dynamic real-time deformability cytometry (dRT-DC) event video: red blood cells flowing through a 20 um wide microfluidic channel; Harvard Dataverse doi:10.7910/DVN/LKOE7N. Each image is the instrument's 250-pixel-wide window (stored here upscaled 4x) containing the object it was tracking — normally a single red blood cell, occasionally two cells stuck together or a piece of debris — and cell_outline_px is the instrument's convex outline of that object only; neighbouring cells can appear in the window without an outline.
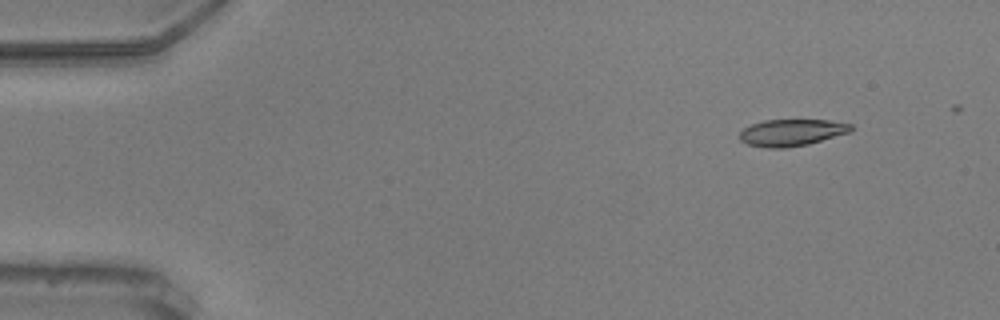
{"species": "common noctule bat (a hibernating species)", "species_latin": "Nyctalus noctula", "temperature_condition": "warm", "stored_images_in_passage": 16, "camera_frame_rate_fps": 3000, "um_per_image_px": 0.085, "animal": {"sex": "male", "body_mass_g": 20.5, "forearm_length_mm": 52.5}, "frame": {"image": 1, "passage_image": 1, "time_ms": 0.0, "image_size_px": [1000, 320], "cell_outline_px": [[852, 128], [848, 132], [808, 144], [784, 148], [768, 148], [748, 144], [740, 140], [740, 132], [744, 128], [752, 124], [764, 120], [828, 120], [852, 124]], "centroid_in_image_um": [67.26, 11.26], "position_along_channel_um": 17.7, "area_um2": 17.11}}
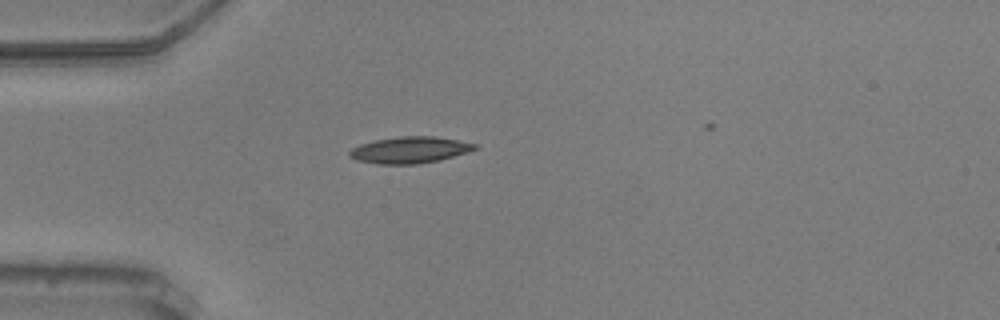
{"frame": {"image": 2, "passage_image": 11, "time_ms": 3.333, "image_size_px": [1000, 320], "cell_outline_px": [[480, 148], [468, 152], [440, 160], [416, 164], [376, 164], [356, 160], [348, 156], [348, 152], [352, 148], [360, 144], [376, 140], [400, 136], [432, 136], [456, 140], [476, 144]], "centroid_in_image_um": [34.82, 12.75], "position_along_channel_um": 50.2, "area_um2": 19.36}}